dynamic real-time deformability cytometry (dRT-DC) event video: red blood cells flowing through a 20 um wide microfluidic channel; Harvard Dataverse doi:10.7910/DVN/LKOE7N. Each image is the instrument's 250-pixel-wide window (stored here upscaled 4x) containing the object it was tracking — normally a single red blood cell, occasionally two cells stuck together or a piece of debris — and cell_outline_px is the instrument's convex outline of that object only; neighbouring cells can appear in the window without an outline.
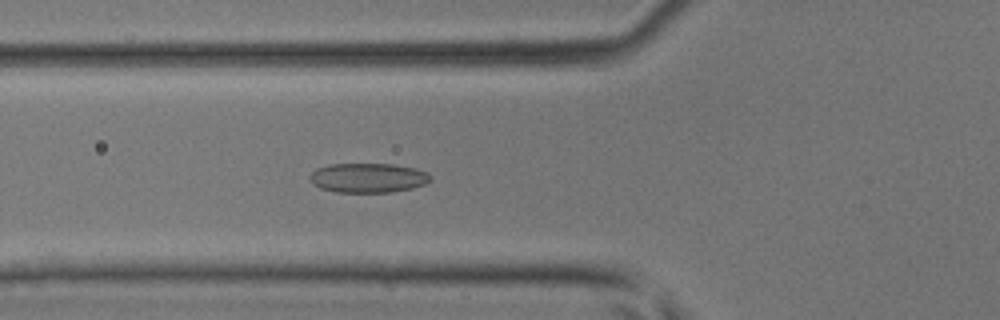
{"species": "common noctule bat (a hibernating species)", "species_latin": "Nyctalus noctula", "temperature_condition": "room temperature", "stored_images_in_passage": 32, "camera_frame_rate_fps": 3000, "um_per_image_px": 0.085, "animal": {"sex": "male", "body_mass_g": 17.9, "forearm_length_mm": 54.2}, "frame": {"image": 1, "passage_image": 4, "time_ms": 1.0, "image_size_px": [1000, 320], "cell_outline_px": [[432, 180], [424, 184], [412, 188], [392, 192], [336, 192], [320, 188], [312, 184], [308, 180], [308, 176], [316, 168], [328, 164], [392, 164], [416, 168], [428, 172], [432, 176]], "centroid_in_image_um": [31.27, 15.11], "position_along_channel_um": 94.5, "area_um2": 21.04}}
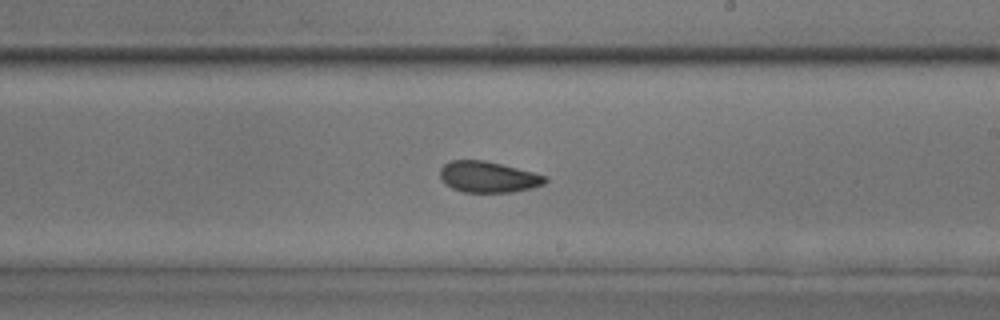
{"frame": {"image": 2, "passage_image": 14, "time_ms": 4.333, "image_size_px": [1000, 320], "cell_outline_px": [[548, 180], [544, 184], [532, 188], [512, 192], [464, 192], [452, 188], [444, 184], [440, 176], [440, 168], [448, 160], [484, 160], [548, 176]], "centroid_in_image_um": [41.48, 15.04], "position_along_channel_um": 247.5, "area_um2": 19.07}}
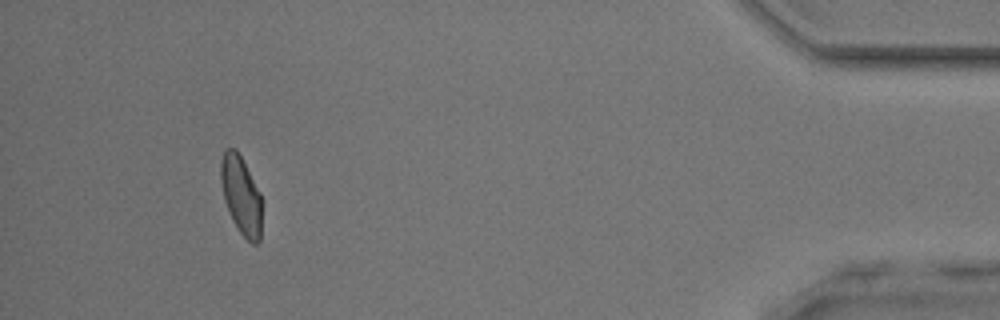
{"frame": {"image": 3, "passage_image": 29, "time_ms": 9.333, "image_size_px": [1000, 320], "cell_outline_px": [[260, 240], [256, 244], [252, 244], [240, 232], [232, 220], [224, 200], [220, 180], [220, 160], [224, 148], [236, 148], [260, 192]], "centroid_in_image_um": [20.45, 16.55], "position_along_channel_um": 414.7, "area_um2": 18.61}}